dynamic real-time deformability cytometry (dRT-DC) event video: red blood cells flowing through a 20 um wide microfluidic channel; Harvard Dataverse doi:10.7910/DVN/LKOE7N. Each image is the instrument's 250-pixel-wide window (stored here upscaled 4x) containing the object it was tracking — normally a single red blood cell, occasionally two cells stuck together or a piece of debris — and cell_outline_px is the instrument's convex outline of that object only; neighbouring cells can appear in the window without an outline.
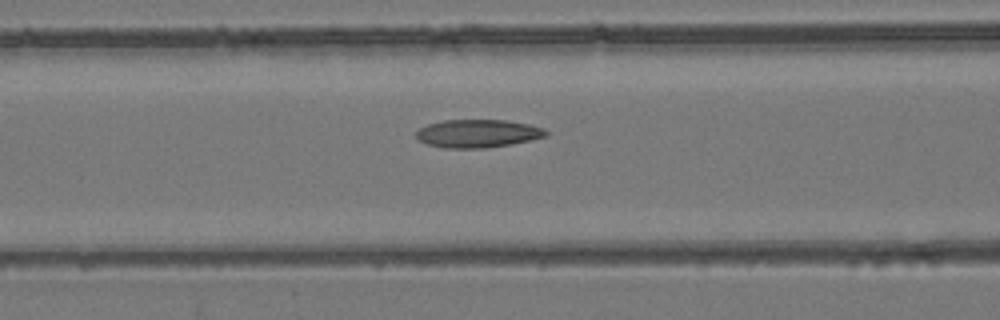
{"species": "common noctule bat (a hibernating species)", "species_latin": "Nyctalus noctula", "temperature_condition": "room temperature", "stored_images_in_passage": 37, "camera_frame_rate_fps": 3000, "um_per_image_px": 0.085, "animal": {"sex": "female", "body_mass_g": 24.6, "forearm_length_mm": 56.2}, "frame": {"image": 1, "passage_image": 10, "time_ms": 3.0, "image_size_px": [1000, 320], "cell_outline_px": [[548, 136], [532, 140], [484, 148], [444, 148], [428, 144], [420, 140], [416, 136], [416, 132], [420, 128], [428, 124], [444, 120], [508, 120], [528, 124], [544, 128], [548, 132]], "centroid_in_image_um": [40.64, 11.34], "position_along_channel_um": 126.0, "area_um2": 21.15}}
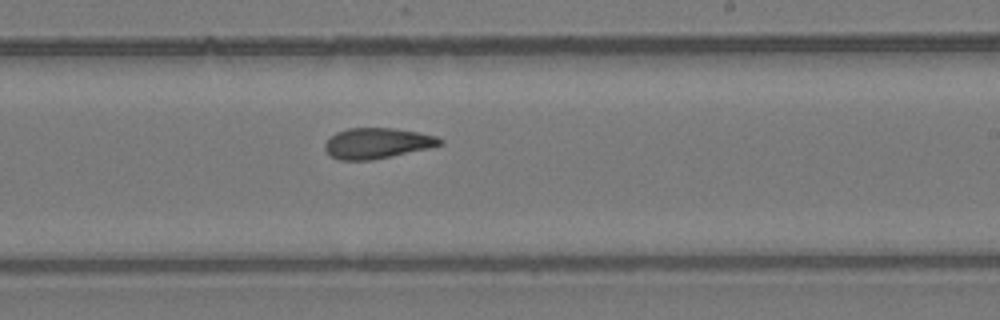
{"frame": {"image": 2, "passage_image": 20, "time_ms": 6.333, "image_size_px": [1000, 320], "cell_outline_px": [[444, 144], [428, 148], [372, 160], [340, 160], [332, 156], [324, 148], [324, 144], [336, 132], [348, 128], [396, 128], [436, 136], [444, 140]], "centroid_in_image_um": [32.07, 12.17], "position_along_channel_um": 256.9, "area_um2": 20.35}}
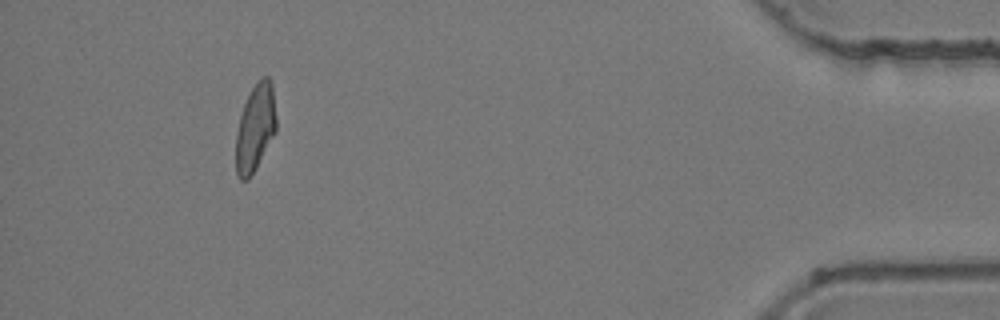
{"frame": {"image": 3, "passage_image": 37, "time_ms": 12.0, "image_size_px": [1000, 320], "cell_outline_px": [[276, 132], [256, 168], [248, 180], [240, 180], [236, 176], [236, 132], [240, 116], [244, 104], [256, 80], [264, 76], [268, 76], [272, 80], [276, 116]], "centroid_in_image_um": [21.7, 10.85], "position_along_channel_um": 413.5, "area_um2": 20.75}, "authors_computed_cell_mechanics": {"area_um2": 20.7502, "velocity_mm_per_s": 3.932, "shape_relaxation_time_tau1_ms": null, "shape_relaxation_time_tau2_ms": 2.6004, "deformation_change_tau1": null, "deformation_change_tau2": 0.0954}}